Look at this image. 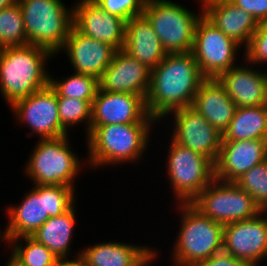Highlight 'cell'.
<instances>
[{
    "instance_id": "6da1fadb",
    "label": "cell",
    "mask_w": 267,
    "mask_h": 266,
    "mask_svg": "<svg viewBox=\"0 0 267 266\" xmlns=\"http://www.w3.org/2000/svg\"><path fill=\"white\" fill-rule=\"evenodd\" d=\"M206 78L191 52L168 53L151 70L146 107L158 124L169 113L192 106L199 86Z\"/></svg>"
},
{
    "instance_id": "7a4b0ae2",
    "label": "cell",
    "mask_w": 267,
    "mask_h": 266,
    "mask_svg": "<svg viewBox=\"0 0 267 266\" xmlns=\"http://www.w3.org/2000/svg\"><path fill=\"white\" fill-rule=\"evenodd\" d=\"M156 123H128L90 126L86 136L87 167L95 170L107 165L140 163L150 146L151 127ZM89 163V164H88ZM118 164V165H117Z\"/></svg>"
},
{
    "instance_id": "3957f363",
    "label": "cell",
    "mask_w": 267,
    "mask_h": 266,
    "mask_svg": "<svg viewBox=\"0 0 267 266\" xmlns=\"http://www.w3.org/2000/svg\"><path fill=\"white\" fill-rule=\"evenodd\" d=\"M54 56L32 44L0 48V92L9 107L49 85L46 63Z\"/></svg>"
},
{
    "instance_id": "277c9868",
    "label": "cell",
    "mask_w": 267,
    "mask_h": 266,
    "mask_svg": "<svg viewBox=\"0 0 267 266\" xmlns=\"http://www.w3.org/2000/svg\"><path fill=\"white\" fill-rule=\"evenodd\" d=\"M75 189L63 185H34L20 204L9 205V219L3 229L7 243L14 238L32 236L50 217L59 216L76 204Z\"/></svg>"
},
{
    "instance_id": "5b68a950",
    "label": "cell",
    "mask_w": 267,
    "mask_h": 266,
    "mask_svg": "<svg viewBox=\"0 0 267 266\" xmlns=\"http://www.w3.org/2000/svg\"><path fill=\"white\" fill-rule=\"evenodd\" d=\"M180 229L172 247L174 266H197L223 250L224 225L202 214L191 203H177Z\"/></svg>"
},
{
    "instance_id": "8992f818",
    "label": "cell",
    "mask_w": 267,
    "mask_h": 266,
    "mask_svg": "<svg viewBox=\"0 0 267 266\" xmlns=\"http://www.w3.org/2000/svg\"><path fill=\"white\" fill-rule=\"evenodd\" d=\"M67 136L39 139L25 164V175L34 185L73 187L82 165L78 154L71 150Z\"/></svg>"
},
{
    "instance_id": "52a82bcc",
    "label": "cell",
    "mask_w": 267,
    "mask_h": 266,
    "mask_svg": "<svg viewBox=\"0 0 267 266\" xmlns=\"http://www.w3.org/2000/svg\"><path fill=\"white\" fill-rule=\"evenodd\" d=\"M28 44L58 55L73 27V6L63 0H18Z\"/></svg>"
},
{
    "instance_id": "ba28073f",
    "label": "cell",
    "mask_w": 267,
    "mask_h": 266,
    "mask_svg": "<svg viewBox=\"0 0 267 266\" xmlns=\"http://www.w3.org/2000/svg\"><path fill=\"white\" fill-rule=\"evenodd\" d=\"M199 5L201 11L195 13L171 0L146 1L143 14L167 53L191 52L195 28L203 15V6Z\"/></svg>"
},
{
    "instance_id": "9c48e42d",
    "label": "cell",
    "mask_w": 267,
    "mask_h": 266,
    "mask_svg": "<svg viewBox=\"0 0 267 266\" xmlns=\"http://www.w3.org/2000/svg\"><path fill=\"white\" fill-rule=\"evenodd\" d=\"M167 174L177 203H191L215 179V164L207 157L170 140Z\"/></svg>"
},
{
    "instance_id": "30bf717a",
    "label": "cell",
    "mask_w": 267,
    "mask_h": 266,
    "mask_svg": "<svg viewBox=\"0 0 267 266\" xmlns=\"http://www.w3.org/2000/svg\"><path fill=\"white\" fill-rule=\"evenodd\" d=\"M202 214L222 225L247 220L263 210L235 182L214 179L191 202Z\"/></svg>"
},
{
    "instance_id": "8fae6325",
    "label": "cell",
    "mask_w": 267,
    "mask_h": 266,
    "mask_svg": "<svg viewBox=\"0 0 267 266\" xmlns=\"http://www.w3.org/2000/svg\"><path fill=\"white\" fill-rule=\"evenodd\" d=\"M241 47L243 46L225 35L204 15L197 22L191 53L205 78H217L238 65L235 60Z\"/></svg>"
},
{
    "instance_id": "7c38bea8",
    "label": "cell",
    "mask_w": 267,
    "mask_h": 266,
    "mask_svg": "<svg viewBox=\"0 0 267 266\" xmlns=\"http://www.w3.org/2000/svg\"><path fill=\"white\" fill-rule=\"evenodd\" d=\"M16 124L31 128L28 135L39 139L58 138L69 135L61 126L58 115L57 93L48 85L11 105ZM33 133V134H32Z\"/></svg>"
},
{
    "instance_id": "4fadbf2b",
    "label": "cell",
    "mask_w": 267,
    "mask_h": 266,
    "mask_svg": "<svg viewBox=\"0 0 267 266\" xmlns=\"http://www.w3.org/2000/svg\"><path fill=\"white\" fill-rule=\"evenodd\" d=\"M168 116L174 122L170 139L207 157L215 164L220 153L223 134L191 106L169 113L167 119Z\"/></svg>"
},
{
    "instance_id": "5bb4252c",
    "label": "cell",
    "mask_w": 267,
    "mask_h": 266,
    "mask_svg": "<svg viewBox=\"0 0 267 266\" xmlns=\"http://www.w3.org/2000/svg\"><path fill=\"white\" fill-rule=\"evenodd\" d=\"M223 252L255 266L267 262V210L255 217L224 225Z\"/></svg>"
},
{
    "instance_id": "9a60e30c",
    "label": "cell",
    "mask_w": 267,
    "mask_h": 266,
    "mask_svg": "<svg viewBox=\"0 0 267 266\" xmlns=\"http://www.w3.org/2000/svg\"><path fill=\"white\" fill-rule=\"evenodd\" d=\"M158 123L149 115L143 96L99 90L92 102L90 126Z\"/></svg>"
},
{
    "instance_id": "2e32d148",
    "label": "cell",
    "mask_w": 267,
    "mask_h": 266,
    "mask_svg": "<svg viewBox=\"0 0 267 266\" xmlns=\"http://www.w3.org/2000/svg\"><path fill=\"white\" fill-rule=\"evenodd\" d=\"M73 27L84 36L110 44L116 50L124 45L126 20L105 12L93 0L73 5Z\"/></svg>"
},
{
    "instance_id": "e0dca14e",
    "label": "cell",
    "mask_w": 267,
    "mask_h": 266,
    "mask_svg": "<svg viewBox=\"0 0 267 266\" xmlns=\"http://www.w3.org/2000/svg\"><path fill=\"white\" fill-rule=\"evenodd\" d=\"M151 70L122 49L114 53L112 62L98 79L99 90L129 93L145 99L150 88Z\"/></svg>"
},
{
    "instance_id": "ac0fdd59",
    "label": "cell",
    "mask_w": 267,
    "mask_h": 266,
    "mask_svg": "<svg viewBox=\"0 0 267 266\" xmlns=\"http://www.w3.org/2000/svg\"><path fill=\"white\" fill-rule=\"evenodd\" d=\"M243 62L244 64H238L221 73L216 79L225 88L236 107L267 105L266 70L252 69V64L245 59Z\"/></svg>"
},
{
    "instance_id": "d6986e66",
    "label": "cell",
    "mask_w": 267,
    "mask_h": 266,
    "mask_svg": "<svg viewBox=\"0 0 267 266\" xmlns=\"http://www.w3.org/2000/svg\"><path fill=\"white\" fill-rule=\"evenodd\" d=\"M267 159V139L222 140L215 163V178L234 182L253 166Z\"/></svg>"
},
{
    "instance_id": "ffe728a7",
    "label": "cell",
    "mask_w": 267,
    "mask_h": 266,
    "mask_svg": "<svg viewBox=\"0 0 267 266\" xmlns=\"http://www.w3.org/2000/svg\"><path fill=\"white\" fill-rule=\"evenodd\" d=\"M62 51L66 52L74 72L99 79L117 50L108 43L84 36L72 27Z\"/></svg>"
},
{
    "instance_id": "44dd1931",
    "label": "cell",
    "mask_w": 267,
    "mask_h": 266,
    "mask_svg": "<svg viewBox=\"0 0 267 266\" xmlns=\"http://www.w3.org/2000/svg\"><path fill=\"white\" fill-rule=\"evenodd\" d=\"M126 242H99L80 250L88 266H149L158 256L155 248ZM156 258V259H155Z\"/></svg>"
},
{
    "instance_id": "7402d4cb",
    "label": "cell",
    "mask_w": 267,
    "mask_h": 266,
    "mask_svg": "<svg viewBox=\"0 0 267 266\" xmlns=\"http://www.w3.org/2000/svg\"><path fill=\"white\" fill-rule=\"evenodd\" d=\"M122 50L150 70L160 64L168 54L144 14L134 16L126 21Z\"/></svg>"
},
{
    "instance_id": "603a6c76",
    "label": "cell",
    "mask_w": 267,
    "mask_h": 266,
    "mask_svg": "<svg viewBox=\"0 0 267 266\" xmlns=\"http://www.w3.org/2000/svg\"><path fill=\"white\" fill-rule=\"evenodd\" d=\"M203 15L225 35L246 47L259 23L256 19L238 8L230 0H223L203 5Z\"/></svg>"
},
{
    "instance_id": "cb8c5ba5",
    "label": "cell",
    "mask_w": 267,
    "mask_h": 266,
    "mask_svg": "<svg viewBox=\"0 0 267 266\" xmlns=\"http://www.w3.org/2000/svg\"><path fill=\"white\" fill-rule=\"evenodd\" d=\"M191 107L222 134L237 108L216 78H206L201 83Z\"/></svg>"
},
{
    "instance_id": "d4e9b609",
    "label": "cell",
    "mask_w": 267,
    "mask_h": 266,
    "mask_svg": "<svg viewBox=\"0 0 267 266\" xmlns=\"http://www.w3.org/2000/svg\"><path fill=\"white\" fill-rule=\"evenodd\" d=\"M75 204L65 213L50 217L31 236L37 242L43 244L57 258H69L72 253L71 243L76 224ZM71 250V252H70Z\"/></svg>"
},
{
    "instance_id": "484cf974",
    "label": "cell",
    "mask_w": 267,
    "mask_h": 266,
    "mask_svg": "<svg viewBox=\"0 0 267 266\" xmlns=\"http://www.w3.org/2000/svg\"><path fill=\"white\" fill-rule=\"evenodd\" d=\"M267 139V105L237 107L223 140Z\"/></svg>"
},
{
    "instance_id": "4316f807",
    "label": "cell",
    "mask_w": 267,
    "mask_h": 266,
    "mask_svg": "<svg viewBox=\"0 0 267 266\" xmlns=\"http://www.w3.org/2000/svg\"><path fill=\"white\" fill-rule=\"evenodd\" d=\"M52 77L49 85L57 93V97L78 98L81 100H94L99 89L98 79L91 75L73 72L67 78Z\"/></svg>"
},
{
    "instance_id": "83f0119b",
    "label": "cell",
    "mask_w": 267,
    "mask_h": 266,
    "mask_svg": "<svg viewBox=\"0 0 267 266\" xmlns=\"http://www.w3.org/2000/svg\"><path fill=\"white\" fill-rule=\"evenodd\" d=\"M28 45L19 3L0 10V48Z\"/></svg>"
},
{
    "instance_id": "f1b7e54d",
    "label": "cell",
    "mask_w": 267,
    "mask_h": 266,
    "mask_svg": "<svg viewBox=\"0 0 267 266\" xmlns=\"http://www.w3.org/2000/svg\"><path fill=\"white\" fill-rule=\"evenodd\" d=\"M7 244L12 245L11 252L27 266H54L58 259L49 249L31 236L14 238Z\"/></svg>"
},
{
    "instance_id": "f546056e",
    "label": "cell",
    "mask_w": 267,
    "mask_h": 266,
    "mask_svg": "<svg viewBox=\"0 0 267 266\" xmlns=\"http://www.w3.org/2000/svg\"><path fill=\"white\" fill-rule=\"evenodd\" d=\"M58 115L61 126L69 133L70 127L85 125L86 134L90 132L91 110L93 100H81L78 98L57 97Z\"/></svg>"
},
{
    "instance_id": "4dcf8cb0",
    "label": "cell",
    "mask_w": 267,
    "mask_h": 266,
    "mask_svg": "<svg viewBox=\"0 0 267 266\" xmlns=\"http://www.w3.org/2000/svg\"><path fill=\"white\" fill-rule=\"evenodd\" d=\"M234 182L250 194L262 210H267V159L253 166Z\"/></svg>"
},
{
    "instance_id": "1f68e13d",
    "label": "cell",
    "mask_w": 267,
    "mask_h": 266,
    "mask_svg": "<svg viewBox=\"0 0 267 266\" xmlns=\"http://www.w3.org/2000/svg\"><path fill=\"white\" fill-rule=\"evenodd\" d=\"M244 57L243 59L252 65L267 64V21L259 23L256 32L245 47Z\"/></svg>"
},
{
    "instance_id": "d6a6232c",
    "label": "cell",
    "mask_w": 267,
    "mask_h": 266,
    "mask_svg": "<svg viewBox=\"0 0 267 266\" xmlns=\"http://www.w3.org/2000/svg\"><path fill=\"white\" fill-rule=\"evenodd\" d=\"M105 12L122 17L126 21L143 14L147 0H93Z\"/></svg>"
},
{
    "instance_id": "836d02e7",
    "label": "cell",
    "mask_w": 267,
    "mask_h": 266,
    "mask_svg": "<svg viewBox=\"0 0 267 266\" xmlns=\"http://www.w3.org/2000/svg\"><path fill=\"white\" fill-rule=\"evenodd\" d=\"M238 8L251 14L258 23L267 21V0H230Z\"/></svg>"
},
{
    "instance_id": "e575fe53",
    "label": "cell",
    "mask_w": 267,
    "mask_h": 266,
    "mask_svg": "<svg viewBox=\"0 0 267 266\" xmlns=\"http://www.w3.org/2000/svg\"><path fill=\"white\" fill-rule=\"evenodd\" d=\"M197 266H255L253 263L237 259L225 252L214 254L207 260L200 262Z\"/></svg>"
},
{
    "instance_id": "d590c367",
    "label": "cell",
    "mask_w": 267,
    "mask_h": 266,
    "mask_svg": "<svg viewBox=\"0 0 267 266\" xmlns=\"http://www.w3.org/2000/svg\"><path fill=\"white\" fill-rule=\"evenodd\" d=\"M77 256H72L74 258H58L54 266H86L82 257L80 256V251L75 253Z\"/></svg>"
},
{
    "instance_id": "8d00e7d4",
    "label": "cell",
    "mask_w": 267,
    "mask_h": 266,
    "mask_svg": "<svg viewBox=\"0 0 267 266\" xmlns=\"http://www.w3.org/2000/svg\"><path fill=\"white\" fill-rule=\"evenodd\" d=\"M5 266H27L22 261H20L12 252L10 254L9 260L6 261Z\"/></svg>"
},
{
    "instance_id": "74e56055",
    "label": "cell",
    "mask_w": 267,
    "mask_h": 266,
    "mask_svg": "<svg viewBox=\"0 0 267 266\" xmlns=\"http://www.w3.org/2000/svg\"><path fill=\"white\" fill-rule=\"evenodd\" d=\"M15 3H18V0H0V10Z\"/></svg>"
},
{
    "instance_id": "f35d334b",
    "label": "cell",
    "mask_w": 267,
    "mask_h": 266,
    "mask_svg": "<svg viewBox=\"0 0 267 266\" xmlns=\"http://www.w3.org/2000/svg\"><path fill=\"white\" fill-rule=\"evenodd\" d=\"M201 5L203 6L205 3H213V2H218V1H223V0H197Z\"/></svg>"
},
{
    "instance_id": "ab89813d",
    "label": "cell",
    "mask_w": 267,
    "mask_h": 266,
    "mask_svg": "<svg viewBox=\"0 0 267 266\" xmlns=\"http://www.w3.org/2000/svg\"><path fill=\"white\" fill-rule=\"evenodd\" d=\"M4 233L5 232H3V231L0 232V241H1L0 243H2V241H3L4 243H6V246H7V240H6V237H5Z\"/></svg>"
}]
</instances>
